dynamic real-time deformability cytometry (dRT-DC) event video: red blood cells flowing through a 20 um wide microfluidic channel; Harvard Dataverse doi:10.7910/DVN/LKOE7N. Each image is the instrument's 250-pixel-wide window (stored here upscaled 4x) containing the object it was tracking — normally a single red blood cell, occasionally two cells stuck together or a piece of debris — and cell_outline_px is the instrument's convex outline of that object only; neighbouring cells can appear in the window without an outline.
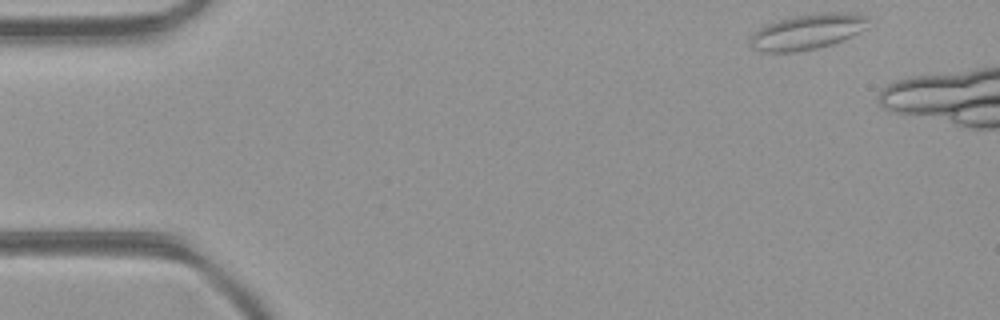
{"species": "common noctule bat (a hibernating species)", "species_latin": "Nyctalus noctula", "temperature_condition": "room temperature", "stored_images_in_passage": 8, "camera_frame_rate_fps": 3000, "um_per_image_px": 0.085, "animal": {"sex": "female", "body_mass_g": 21.9}, "frame": {"image": 1, "passage_image": 1, "time_ms": 0.0, "image_size_px": [1000, 320], "cell_outline_px": [[868, 20], [860, 32], [852, 36], [832, 44], [816, 48], [792, 52], [764, 52], [752, 48], [748, 40], [752, 32], [768, 24], [780, 20], [796, 16], [832, 12], [844, 12], [868, 16]], "centroid_in_image_um": [68.58, 2.71], "position_along_channel_um": 16.4, "area_um2": 23.99}}